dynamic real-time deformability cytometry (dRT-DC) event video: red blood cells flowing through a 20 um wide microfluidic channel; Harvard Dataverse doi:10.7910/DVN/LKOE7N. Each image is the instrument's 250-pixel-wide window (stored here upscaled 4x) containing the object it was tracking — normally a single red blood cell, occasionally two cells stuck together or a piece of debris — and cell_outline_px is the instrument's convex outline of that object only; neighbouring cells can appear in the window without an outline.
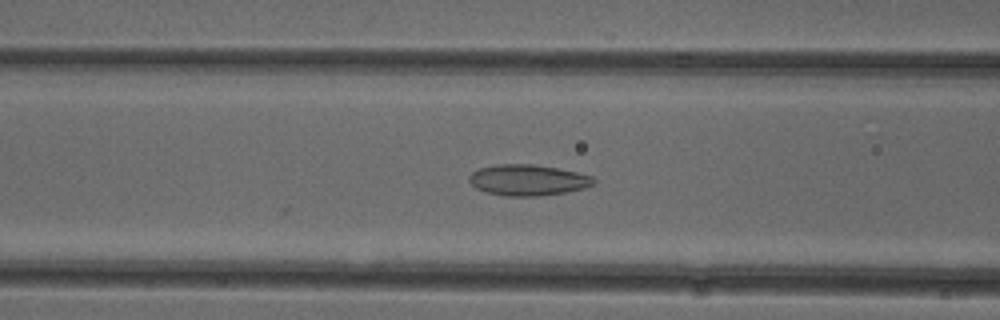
{"species": "common noctule bat (a hibernating species)", "species_latin": "Nyctalus noctula", "temperature_condition": "cold", "stored_images_in_passage": 51, "camera_frame_rate_fps": 3000, "um_per_image_px": 0.085, "animal": {"sex": "female"}, "frame": {"image": 1, "passage_image": 20, "time_ms": 6.333, "image_size_px": [1000, 320], "cell_outline_px": [[596, 184], [584, 188], [564, 192], [540, 196], [508, 196], [488, 192], [476, 188], [468, 180], [468, 176], [472, 172], [480, 168], [496, 164], [532, 164], [556, 168], [576, 172], [592, 176], [596, 180]], "centroid_in_image_um": [44.88, 15.3], "position_along_channel_um": 121.7, "area_um2": 22.37}}
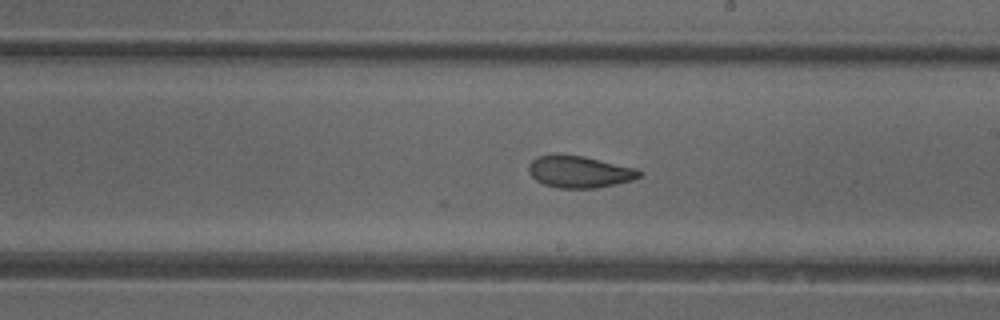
{"frame": {"image": 2, "passage_image": 29, "time_ms": 9.333, "image_size_px": [1000, 320], "cell_outline_px": [[644, 172], [640, 176], [632, 180], [616, 184], [596, 188], [560, 188], [544, 184], [536, 180], [528, 172], [528, 164], [536, 156], [552, 152], [584, 156], [636, 168]], "centroid_in_image_um": [49.21, 14.57], "position_along_channel_um": 239.8, "area_um2": 20.98}}
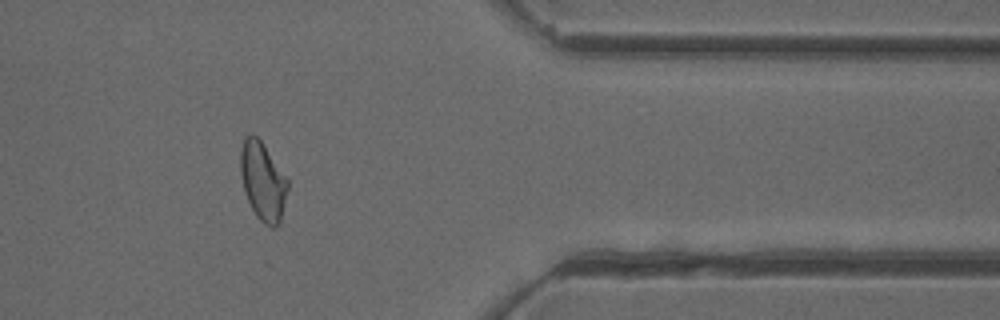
{"frame": {"image": 3, "passage_image": 42, "time_ms": 13.667, "image_size_px": [1000, 320], "cell_outline_px": [[288, 188], [280, 224], [276, 228], [272, 228], [264, 224], [256, 216], [248, 200], [244, 188], [240, 172], [240, 152], [244, 140], [252, 132], [260, 140], [288, 180]], "centroid_in_image_um": [22.35, 15.45], "position_along_channel_um": 389.1, "area_um2": 21.33}, "authors_computed_cell_mechanics": {"area_um2": 22.1374, "velocity_mm_per_s": 3.9277, "shape_relaxation_time_tau1_ms": 9.59, "shape_relaxation_time_tau2_ms": 2.1304, "deformation_change_tau1": 0.1911, "deformation_change_tau2": 0.0724}}